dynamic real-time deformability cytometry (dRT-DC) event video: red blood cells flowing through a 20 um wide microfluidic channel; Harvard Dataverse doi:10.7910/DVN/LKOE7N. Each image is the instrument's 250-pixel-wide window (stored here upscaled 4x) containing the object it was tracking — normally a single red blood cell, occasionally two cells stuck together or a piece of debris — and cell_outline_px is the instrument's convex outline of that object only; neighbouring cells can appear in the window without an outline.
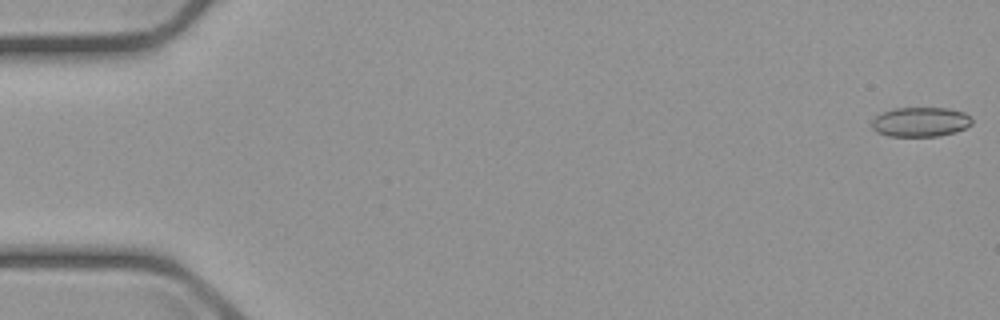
{"species": "common noctule bat (a hibernating species)", "species_latin": "Nyctalus noctula", "temperature_condition": "cold", "stored_images_in_passage": 56, "camera_frame_rate_fps": 3000, "um_per_image_px": 0.085, "animal": {"sex": "male", "body_mass_g": 23.1, "forearm_length_mm": 52.7}, "frame": {"image": 1, "passage_image": 1, "time_ms": 0.0, "image_size_px": [1000, 320], "cell_outline_px": [[972, 124], [956, 132], [940, 136], [888, 136], [876, 132], [872, 128], [872, 120], [880, 112], [892, 108], [948, 108], [964, 112], [972, 120]], "centroid_in_image_um": [78.21, 10.36], "position_along_channel_um": 6.8, "area_um2": 17.4}}
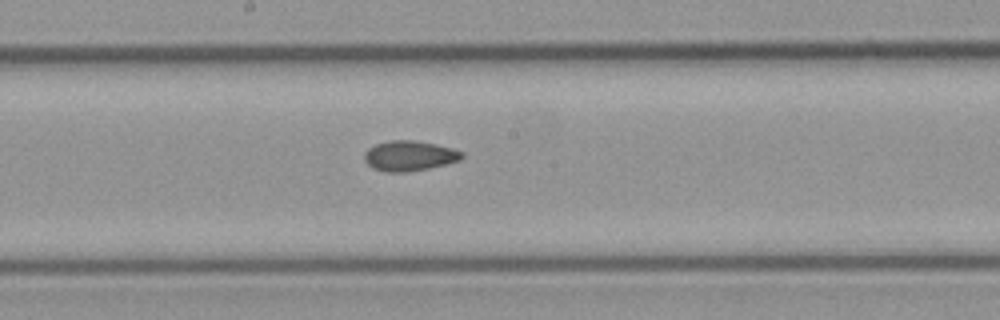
{"frame": {"image": 2, "passage_image": 30, "time_ms": 9.667, "image_size_px": [1000, 320], "cell_outline_px": [[464, 156], [460, 160], [428, 168], [408, 172], [384, 172], [372, 168], [364, 160], [364, 152], [368, 148], [376, 144], [392, 140], [416, 140], [436, 144], [452, 148], [464, 152]], "centroid_in_image_um": [34.79, 13.24], "position_along_channel_um": 213.4, "area_um2": 17.22}}
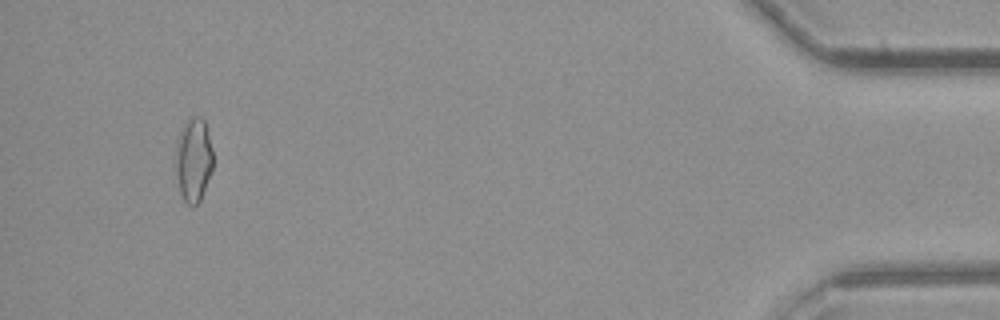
{"frame": {"image": 3, "passage_image": 53, "time_ms": 17.333, "image_size_px": [1000, 320], "cell_outline_px": [[212, 168], [200, 200], [196, 204], [188, 204], [184, 200], [180, 192], [176, 176], [176, 144], [180, 128], [188, 116], [200, 116], [204, 120], [212, 148]], "centroid_in_image_um": [16.43, 13.51], "position_along_channel_um": 418.8, "area_um2": 18.21}, "authors_computed_cell_mechanics": {"area_um2": 17.3978, "velocity_mm_per_s": 3.694, "shape_relaxation_time_tau1_ms": null, "shape_relaxation_time_tau2_ms": 6.3538, "deformation_change_tau1": null, "deformation_change_tau2": 0.109}}